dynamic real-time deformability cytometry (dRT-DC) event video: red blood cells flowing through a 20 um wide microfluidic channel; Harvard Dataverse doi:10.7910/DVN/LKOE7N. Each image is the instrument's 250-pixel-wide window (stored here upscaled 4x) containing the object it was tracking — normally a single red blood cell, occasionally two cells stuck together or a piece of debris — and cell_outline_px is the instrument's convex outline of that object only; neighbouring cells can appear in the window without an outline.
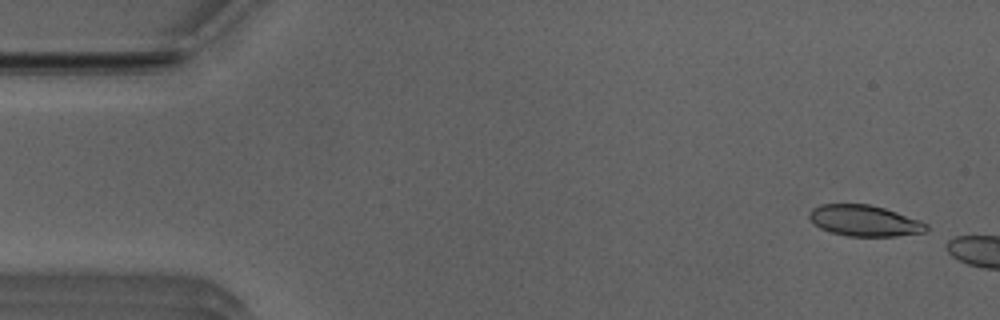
{"species": "Egyptian fruit bat (a non-hibernating species)", "species_latin": "Rousettus aegyptiacus", "temperature_condition": "room temperature", "stored_images_in_passage": 12, "camera_frame_rate_fps": 3000, "um_per_image_px": 0.085, "animal": {"sex": "male"}, "frame": {"image": 1, "passage_image": 3, "time_ms": 0.667, "image_size_px": [1000, 320], "cell_outline_px": [[928, 228], [924, 232], [896, 236], [848, 236], [832, 232], [820, 228], [808, 216], [808, 212], [812, 208], [820, 204], [868, 204], [884, 208], [920, 220], [928, 224]], "centroid_in_image_um": [73.47, 18.75], "position_along_channel_um": 11.5, "area_um2": 21.04}}